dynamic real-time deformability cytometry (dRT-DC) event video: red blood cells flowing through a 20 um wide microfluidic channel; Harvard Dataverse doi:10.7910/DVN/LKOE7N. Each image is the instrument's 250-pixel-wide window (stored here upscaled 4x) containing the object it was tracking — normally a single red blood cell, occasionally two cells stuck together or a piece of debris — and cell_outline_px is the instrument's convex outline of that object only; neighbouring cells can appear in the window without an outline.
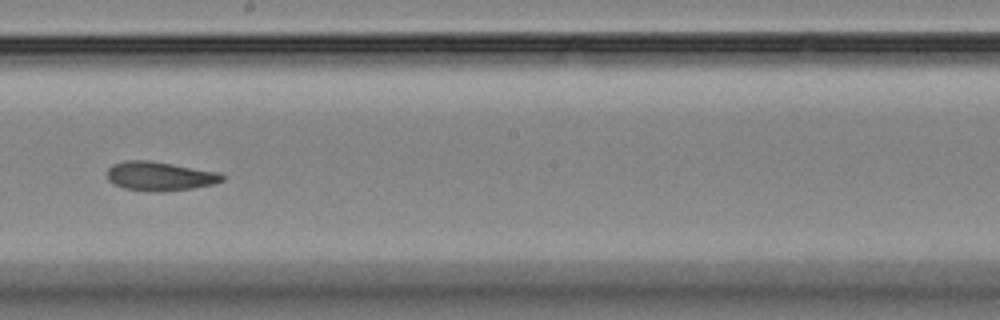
{"species": "Egyptian fruit bat (a non-hibernating species)", "species_latin": "Rousettus aegyptiacus", "temperature_condition": "room temperature", "stored_images_in_passage": 13, "camera_frame_rate_fps": 3000, "um_per_image_px": 0.085, "animal": {"sex": "female"}, "frame": {"image": 1, "passage_image": 8, "time_ms": 10.0, "image_size_px": [1000, 320], "cell_outline_px": [[224, 180], [212, 184], [192, 188], [160, 192], [156, 192], [124, 188], [112, 184], [108, 180], [108, 168], [112, 164], [124, 160], [152, 160], [220, 172], [224, 176]], "centroid_in_image_um": [13.57, 14.96], "position_along_channel_um": 234.6, "area_um2": 19.65}}
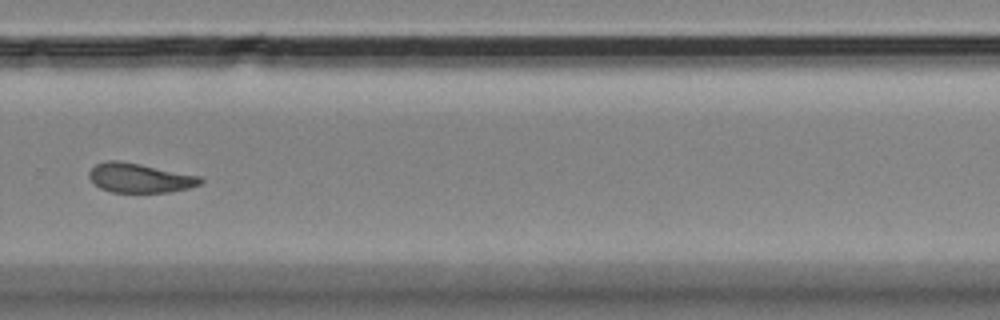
{"frame": {"image": 2, "passage_image": 10, "time_ms": 12.333, "image_size_px": [1000, 320], "cell_outline_px": [[204, 180], [200, 184], [188, 188], [168, 192], [112, 192], [100, 188], [88, 176], [88, 172], [96, 164], [108, 160], [120, 160], [200, 176]], "centroid_in_image_um": [11.87, 15.12], "position_along_channel_um": 317.9, "area_um2": 18.9}}
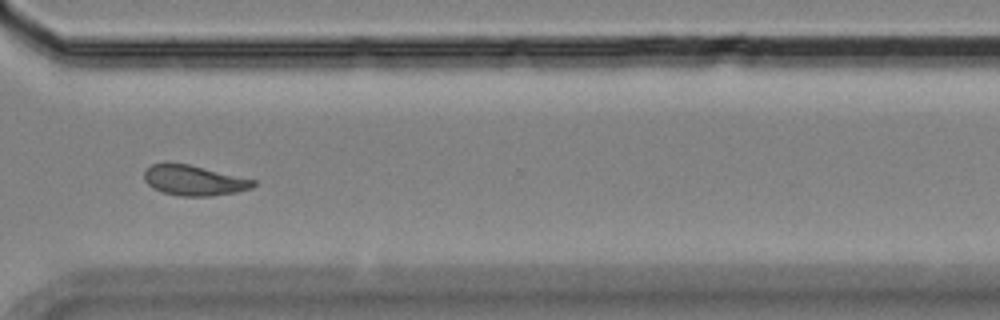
{"frame": {"image": 3, "passage_image": 11, "time_ms": 13.333, "image_size_px": [1000, 320], "cell_outline_px": [[256, 184], [252, 188], [236, 192], [212, 196], [180, 196], [164, 192], [152, 188], [144, 180], [144, 172], [152, 164], [168, 160], [188, 164], [256, 180]], "centroid_in_image_um": [16.45, 15.31], "position_along_channel_um": 354.1, "area_um2": 19.48}, "authors_computed_cell_mechanics": {"area_um2": 19.4786, "velocity_mm_per_s": 3.5977, "shape_relaxation_time_tau1_ms": 2.9547, "shape_relaxation_time_tau2_ms": 1.5268, "deformation_change_tau1": 0.1031, "deformation_change_tau2": 0.0722}}